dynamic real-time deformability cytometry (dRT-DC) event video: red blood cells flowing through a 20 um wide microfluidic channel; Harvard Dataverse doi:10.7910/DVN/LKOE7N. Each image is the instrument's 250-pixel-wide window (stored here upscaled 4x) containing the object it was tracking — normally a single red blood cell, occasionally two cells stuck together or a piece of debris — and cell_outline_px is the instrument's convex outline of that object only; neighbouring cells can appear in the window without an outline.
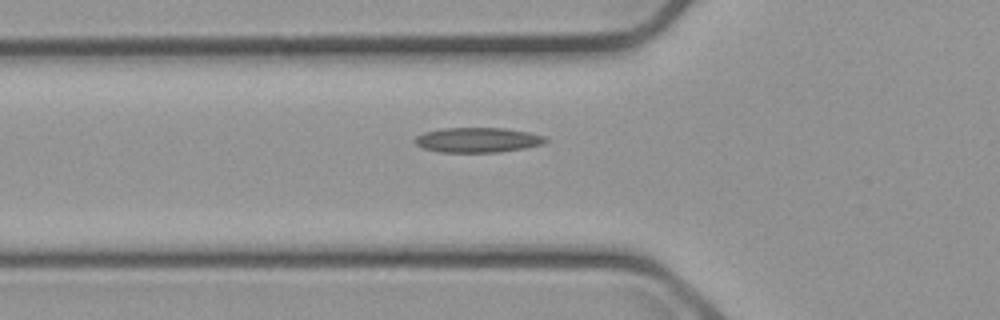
{"species": "common noctule bat (a hibernating species)", "species_latin": "Nyctalus noctula", "temperature_condition": "cold", "stored_images_in_passage": 4, "camera_frame_rate_fps": 3000, "um_per_image_px": 0.085, "animal": {"sex": "male", "body_mass_g": 23.1, "forearm_length_mm": 52.7}, "frame": {"image": 1, "passage_image": 4, "time_ms": 3.667, "image_size_px": [1000, 320], "cell_outline_px": [[548, 140], [544, 144], [524, 148], [496, 152], [440, 152], [424, 148], [416, 144], [416, 136], [424, 132], [440, 128], [504, 128], [528, 132], [544, 136]], "centroid_in_image_um": [40.61, 11.89], "position_along_channel_um": 85.2, "area_um2": 18.84}}